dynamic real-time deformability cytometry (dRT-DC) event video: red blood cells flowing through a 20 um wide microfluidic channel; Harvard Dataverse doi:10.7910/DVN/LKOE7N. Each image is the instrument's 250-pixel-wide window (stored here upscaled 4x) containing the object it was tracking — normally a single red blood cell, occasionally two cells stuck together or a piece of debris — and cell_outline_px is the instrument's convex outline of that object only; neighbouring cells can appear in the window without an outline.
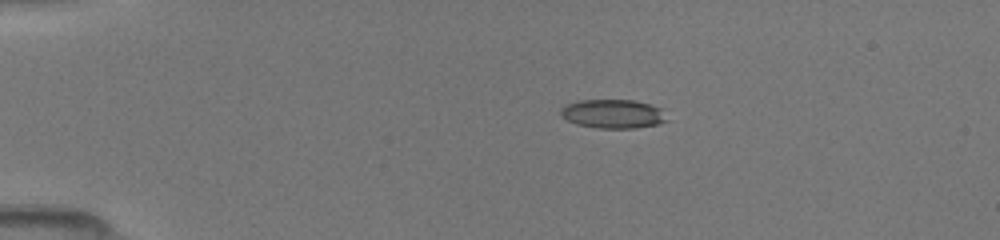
{"species": "common noctule bat (a hibernating species)", "species_latin": "Nyctalus noctula", "temperature_condition": "room temperature", "stored_images_in_passage": 14, "camera_frame_rate_fps": 3000, "um_per_image_px": 0.085, "animal": {"sex": "female", "body_mass_g": 19.5, "forearm_length_mm": 54.1}, "frame": {"image": 1, "passage_image": 1, "time_ms": 0.0, "image_size_px": [1000, 240], "cell_outline_px": [[668, 120], [656, 124], [636, 128], [596, 128], [576, 124], [560, 116], [560, 108], [564, 104], [580, 100], [636, 100], [660, 108]], "centroid_in_image_um": [52.04, 9.67], "position_along_channel_um": 33.0, "area_um2": 17.92}}
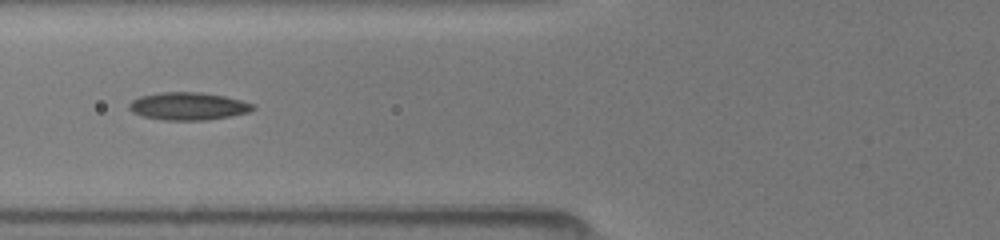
{"frame": {"image": 2, "passage_image": 7, "time_ms": 3.333, "image_size_px": [1000, 240], "cell_outline_px": [[256, 108], [248, 112], [232, 116], [204, 120], [164, 120], [144, 116], [132, 112], [128, 108], [128, 104], [132, 100], [140, 96], [160, 92], [204, 92], [224, 96], [256, 104]], "centroid_in_image_um": [16.01, 9.02], "position_along_channel_um": 109.8, "area_um2": 20.06}}
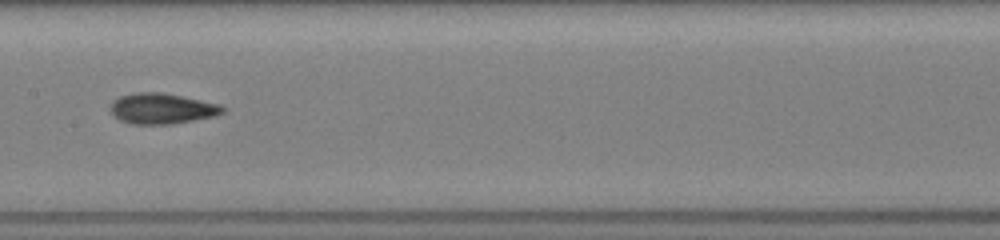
{"frame": {"image": 3, "passage_image": 12, "time_ms": 5.333, "image_size_px": [1000, 240], "cell_outline_px": [[228, 108], [224, 112], [216, 116], [172, 124], [132, 124], [120, 120], [108, 108], [112, 100], [120, 96], [132, 92], [164, 92], [220, 104]], "centroid_in_image_um": [13.77, 9.21], "position_along_channel_um": 193.6, "area_um2": 20.35}}